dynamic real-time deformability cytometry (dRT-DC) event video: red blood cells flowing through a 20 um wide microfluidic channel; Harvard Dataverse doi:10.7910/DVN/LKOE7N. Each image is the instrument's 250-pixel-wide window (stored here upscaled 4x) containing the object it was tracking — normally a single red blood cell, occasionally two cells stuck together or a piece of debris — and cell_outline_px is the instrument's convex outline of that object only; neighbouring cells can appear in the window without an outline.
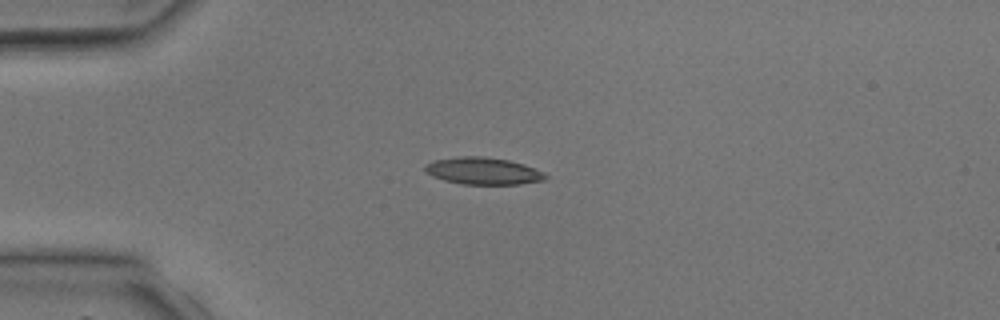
{"species": "common noctule bat (a hibernating species)", "species_latin": "Nyctalus noctula", "temperature_condition": "room temperature", "stored_images_in_passage": 1, "camera_frame_rate_fps": 3000, "um_per_image_px": 0.085, "animal": {"sex": "male", "body_mass_g": 17.9, "forearm_length_mm": 54.2}, "frame": {"image": 1, "passage_image": 1, "time_ms": 0.0, "image_size_px": [1000, 320], "cell_outline_px": [[548, 176], [544, 180], [520, 184], [460, 184], [444, 180], [432, 176], [424, 172], [424, 164], [432, 160], [460, 156], [480, 156], [508, 160], [524, 164], [544, 172]], "centroid_in_image_um": [41.02, 14.53], "position_along_channel_um": 44.0, "area_um2": 19.13}}